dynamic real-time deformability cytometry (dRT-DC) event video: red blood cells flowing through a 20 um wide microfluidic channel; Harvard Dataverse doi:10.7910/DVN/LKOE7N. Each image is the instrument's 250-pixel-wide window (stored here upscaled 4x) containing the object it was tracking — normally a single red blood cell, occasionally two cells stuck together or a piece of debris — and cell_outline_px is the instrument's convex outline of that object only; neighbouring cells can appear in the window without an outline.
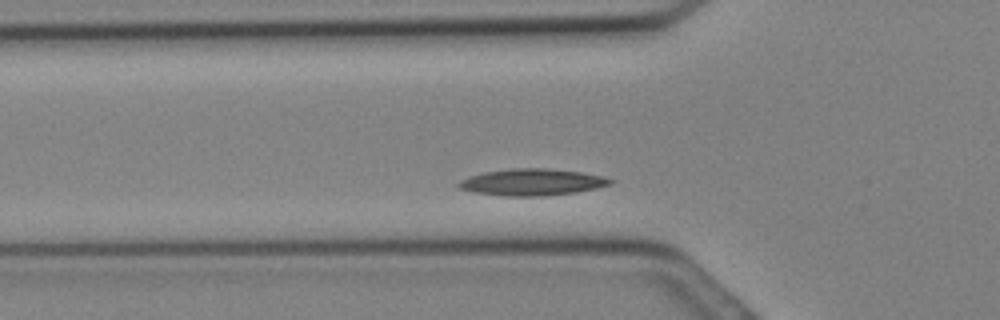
{"species": "Egyptian fruit bat (a non-hibernating species)", "species_latin": "Rousettus aegyptiacus", "temperature_condition": "cold", "stored_images_in_passage": 3, "camera_frame_rate_fps": 3000, "um_per_image_px": 0.085, "animal": {"sex": "female"}, "frame": {"image": 1, "passage_image": 2, "time_ms": 0.333, "image_size_px": [1000, 320], "cell_outline_px": [[616, 180], [612, 184], [596, 188], [576, 192], [544, 196], [504, 196], [476, 192], [460, 188], [456, 184], [460, 180], [468, 176], [484, 172], [512, 168], [544, 168], [580, 172], [604, 176]], "centroid_in_image_um": [45.25, 15.48], "position_along_channel_um": 80.5, "area_um2": 23.58}}